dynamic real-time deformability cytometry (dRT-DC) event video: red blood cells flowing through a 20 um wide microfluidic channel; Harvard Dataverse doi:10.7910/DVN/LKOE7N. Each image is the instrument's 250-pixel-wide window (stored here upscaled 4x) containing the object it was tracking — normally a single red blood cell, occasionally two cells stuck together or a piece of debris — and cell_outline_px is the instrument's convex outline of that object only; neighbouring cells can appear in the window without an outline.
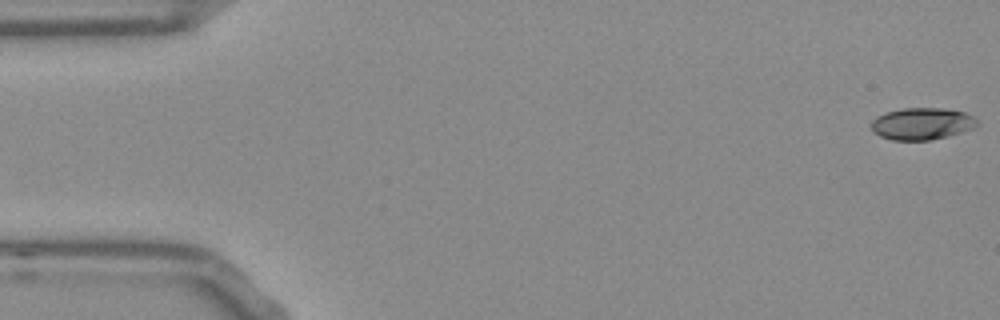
{"species": "Egyptian fruit bat (a non-hibernating species)", "species_latin": "Rousettus aegyptiacus", "temperature_condition": "room temperature", "stored_images_in_passage": 52, "camera_frame_rate_fps": 3000, "um_per_image_px": 0.085, "frame": {"image": 1, "passage_image": 1, "time_ms": 0.0, "image_size_px": [1000, 320], "cell_outline_px": [[980, 124], [972, 128], [948, 136], [932, 140], [892, 140], [880, 136], [872, 132], [872, 120], [876, 116], [900, 108], [944, 108], [964, 112], [972, 116]], "centroid_in_image_um": [78.35, 10.51], "position_along_channel_um": 6.7, "area_um2": 19.71}}
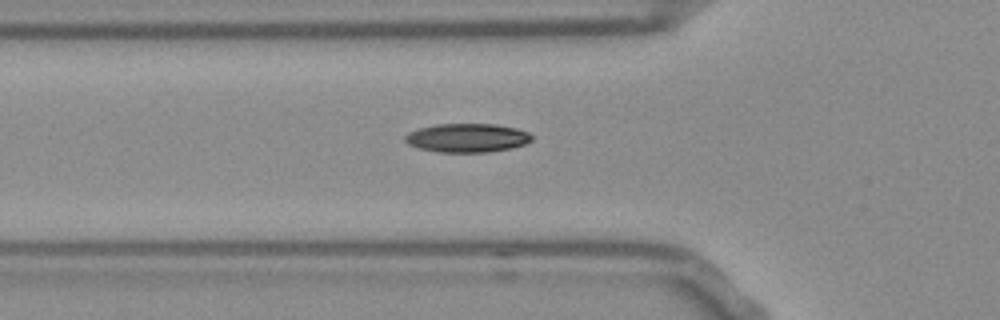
{"frame": {"image": 2, "passage_image": 18, "time_ms": 5.667, "image_size_px": [1000, 320], "cell_outline_px": [[532, 140], [524, 144], [512, 148], [488, 152], [440, 152], [420, 148], [408, 144], [404, 140], [404, 136], [408, 132], [420, 128], [436, 124], [496, 124], [516, 128], [528, 132], [532, 136]], "centroid_in_image_um": [39.71, 11.71], "position_along_channel_um": 86.1, "area_um2": 21.21}}
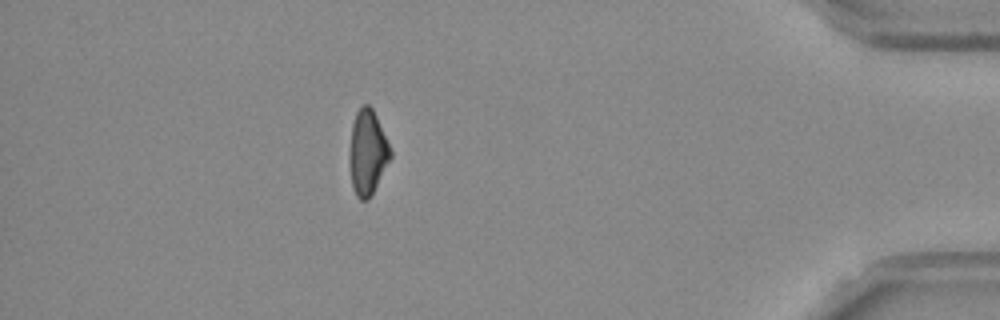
{"frame": {"image": 3, "passage_image": 47, "time_ms": 15.333, "image_size_px": [1000, 320], "cell_outline_px": [[392, 156], [368, 200], [360, 200], [356, 196], [352, 188], [348, 160], [348, 152], [352, 124], [356, 112], [364, 104], [368, 104], [372, 108], [376, 116], [392, 152]], "centroid_in_image_um": [31.2, 12.97], "position_along_channel_um": 404.0, "area_um2": 20.29}, "authors_computed_cell_mechanics": {"area_um2": 20.3745, "velocity_mm_per_s": 3.8046, "shape_relaxation_time_tau1_ms": 5.4662, "shape_relaxation_time_tau2_ms": 6.5172, "deformation_change_tau1": 0.1617, "deformation_change_tau2": 0.1055}}